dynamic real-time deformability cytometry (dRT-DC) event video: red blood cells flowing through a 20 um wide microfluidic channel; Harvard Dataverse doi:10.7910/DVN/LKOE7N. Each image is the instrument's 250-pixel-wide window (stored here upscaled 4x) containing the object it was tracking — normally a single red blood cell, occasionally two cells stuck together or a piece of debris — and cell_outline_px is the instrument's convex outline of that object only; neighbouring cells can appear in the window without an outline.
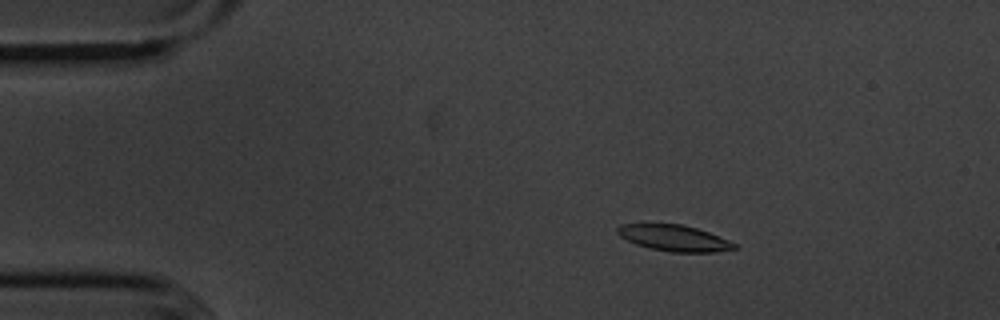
{"species": "common noctule bat (a hibernating species)", "species_latin": "Nyctalus noctula", "temperature_condition": "cold", "stored_images_in_passage": 56, "camera_frame_rate_fps": 3000, "um_per_image_px": 0.085, "animal": {"sex": "male", "body_mass_g": 20.1, "forearm_length_mm": 53.5}, "frame": {"image": 1, "passage_image": 10, "time_ms": 3.0, "image_size_px": [1000, 320], "cell_outline_px": [[736, 248], [716, 252], [672, 252], [648, 248], [636, 244], [620, 236], [616, 232], [616, 228], [620, 224], [680, 224], [696, 228], [708, 232], [728, 240], [736, 244]], "centroid_in_image_um": [57.27, 20.23], "position_along_channel_um": 27.7, "area_um2": 17.63}}
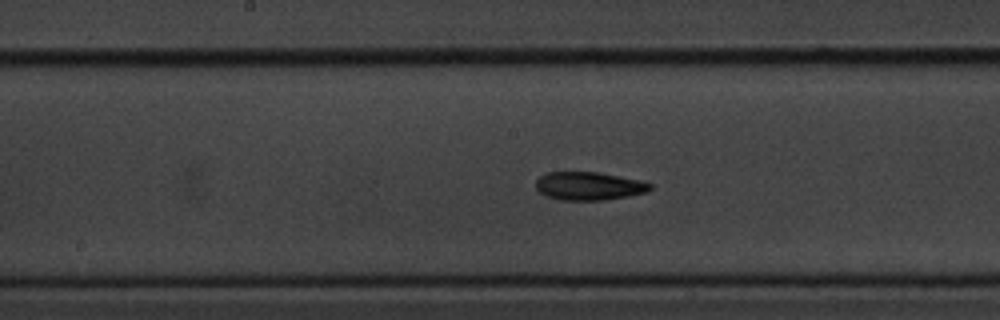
{"frame": {"image": 2, "passage_image": 29, "time_ms": 9.333, "image_size_px": [1000, 320], "cell_outline_px": [[652, 188], [648, 192], [628, 196], [604, 200], [560, 200], [548, 196], [540, 192], [536, 188], [536, 180], [540, 176], [548, 172], [600, 172], [636, 180], [652, 184]], "centroid_in_image_um": [50.05, 15.81], "position_along_channel_um": 198.2, "area_um2": 18.67}}
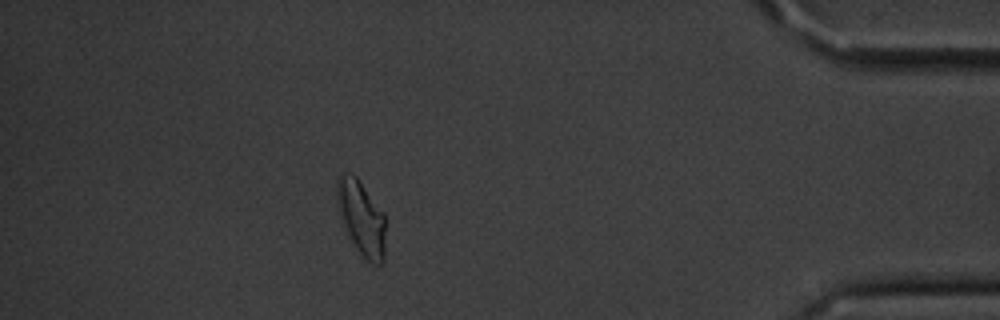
{"frame": {"image": 3, "passage_image": 50, "time_ms": 16.333, "image_size_px": [1000, 320], "cell_outline_px": [[384, 260], [380, 264], [368, 264], [356, 248], [348, 236], [340, 216], [336, 204], [336, 176], [340, 172], [344, 172], [356, 176], [384, 212]], "centroid_in_image_um": [30.68, 18.5], "position_along_channel_um": 404.5, "area_um2": 21.44}, "authors_computed_cell_mechanics": {"area_um2": 18.496, "velocity_mm_per_s": 3.5987, "shape_relaxation_time_tau1_ms": 5.2975, "shape_relaxation_time_tau2_ms": 9.0766, "deformation_change_tau1": 0.1424, "deformation_change_tau2": 0.1719}}